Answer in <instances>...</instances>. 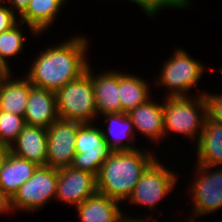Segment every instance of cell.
<instances>
[{
	"mask_svg": "<svg viewBox=\"0 0 222 222\" xmlns=\"http://www.w3.org/2000/svg\"><path fill=\"white\" fill-rule=\"evenodd\" d=\"M74 36V37H73ZM62 43L44 47L35 55L25 75L33 86L57 92L83 74L89 65L90 40L78 33ZM88 38V39H87Z\"/></svg>",
	"mask_w": 222,
	"mask_h": 222,
	"instance_id": "obj_1",
	"label": "cell"
},
{
	"mask_svg": "<svg viewBox=\"0 0 222 222\" xmlns=\"http://www.w3.org/2000/svg\"><path fill=\"white\" fill-rule=\"evenodd\" d=\"M145 147L113 151L96 176L97 192L125 204L144 170L157 158L155 152Z\"/></svg>",
	"mask_w": 222,
	"mask_h": 222,
	"instance_id": "obj_2",
	"label": "cell"
},
{
	"mask_svg": "<svg viewBox=\"0 0 222 222\" xmlns=\"http://www.w3.org/2000/svg\"><path fill=\"white\" fill-rule=\"evenodd\" d=\"M204 93L205 91L192 96H164V139H170L167 136L174 133V136L177 134L191 141V147L198 142L207 118Z\"/></svg>",
	"mask_w": 222,
	"mask_h": 222,
	"instance_id": "obj_3",
	"label": "cell"
},
{
	"mask_svg": "<svg viewBox=\"0 0 222 222\" xmlns=\"http://www.w3.org/2000/svg\"><path fill=\"white\" fill-rule=\"evenodd\" d=\"M174 52L167 57L159 70V75L152 81L155 89L165 87L168 96H188L191 90L197 87L205 70H208L201 61L192 57L183 48L175 47ZM190 91V92H188Z\"/></svg>",
	"mask_w": 222,
	"mask_h": 222,
	"instance_id": "obj_4",
	"label": "cell"
},
{
	"mask_svg": "<svg viewBox=\"0 0 222 222\" xmlns=\"http://www.w3.org/2000/svg\"><path fill=\"white\" fill-rule=\"evenodd\" d=\"M56 100L59 119L81 123L97 122L90 63L83 74L56 92Z\"/></svg>",
	"mask_w": 222,
	"mask_h": 222,
	"instance_id": "obj_5",
	"label": "cell"
},
{
	"mask_svg": "<svg viewBox=\"0 0 222 222\" xmlns=\"http://www.w3.org/2000/svg\"><path fill=\"white\" fill-rule=\"evenodd\" d=\"M164 161L157 158L144 170L133 189L132 194L129 199L126 201L127 204L131 206H141L147 207L146 211H156V208L159 207L158 204L166 198L171 196L175 187L178 185L177 182L178 171L175 173L174 170L170 169L169 166H164Z\"/></svg>",
	"mask_w": 222,
	"mask_h": 222,
	"instance_id": "obj_6",
	"label": "cell"
},
{
	"mask_svg": "<svg viewBox=\"0 0 222 222\" xmlns=\"http://www.w3.org/2000/svg\"><path fill=\"white\" fill-rule=\"evenodd\" d=\"M194 166L188 195L192 202L191 216L198 218L222 209V166Z\"/></svg>",
	"mask_w": 222,
	"mask_h": 222,
	"instance_id": "obj_7",
	"label": "cell"
},
{
	"mask_svg": "<svg viewBox=\"0 0 222 222\" xmlns=\"http://www.w3.org/2000/svg\"><path fill=\"white\" fill-rule=\"evenodd\" d=\"M57 181L58 169L38 166L33 176L9 200L10 214L22 210L28 213L42 210L55 200Z\"/></svg>",
	"mask_w": 222,
	"mask_h": 222,
	"instance_id": "obj_8",
	"label": "cell"
},
{
	"mask_svg": "<svg viewBox=\"0 0 222 222\" xmlns=\"http://www.w3.org/2000/svg\"><path fill=\"white\" fill-rule=\"evenodd\" d=\"M95 123H82L78 128L75 140L76 154L71 167L96 177L113 150L102 135V126H96Z\"/></svg>",
	"mask_w": 222,
	"mask_h": 222,
	"instance_id": "obj_9",
	"label": "cell"
},
{
	"mask_svg": "<svg viewBox=\"0 0 222 222\" xmlns=\"http://www.w3.org/2000/svg\"><path fill=\"white\" fill-rule=\"evenodd\" d=\"M81 124L59 119L47 128V166L56 169L71 166L76 154V135Z\"/></svg>",
	"mask_w": 222,
	"mask_h": 222,
	"instance_id": "obj_10",
	"label": "cell"
},
{
	"mask_svg": "<svg viewBox=\"0 0 222 222\" xmlns=\"http://www.w3.org/2000/svg\"><path fill=\"white\" fill-rule=\"evenodd\" d=\"M97 192L96 177L71 166L58 169L55 200L66 206H77Z\"/></svg>",
	"mask_w": 222,
	"mask_h": 222,
	"instance_id": "obj_11",
	"label": "cell"
},
{
	"mask_svg": "<svg viewBox=\"0 0 222 222\" xmlns=\"http://www.w3.org/2000/svg\"><path fill=\"white\" fill-rule=\"evenodd\" d=\"M156 100L151 97L127 114L132 120L136 136L138 134L145 136L148 142L151 141L158 146L166 140H164L163 99L161 102Z\"/></svg>",
	"mask_w": 222,
	"mask_h": 222,
	"instance_id": "obj_12",
	"label": "cell"
},
{
	"mask_svg": "<svg viewBox=\"0 0 222 222\" xmlns=\"http://www.w3.org/2000/svg\"><path fill=\"white\" fill-rule=\"evenodd\" d=\"M24 120L25 124L46 129L59 120L56 93L30 83Z\"/></svg>",
	"mask_w": 222,
	"mask_h": 222,
	"instance_id": "obj_13",
	"label": "cell"
},
{
	"mask_svg": "<svg viewBox=\"0 0 222 222\" xmlns=\"http://www.w3.org/2000/svg\"><path fill=\"white\" fill-rule=\"evenodd\" d=\"M64 6L61 0H30L18 18L29 29L30 35L40 37L54 25Z\"/></svg>",
	"mask_w": 222,
	"mask_h": 222,
	"instance_id": "obj_14",
	"label": "cell"
},
{
	"mask_svg": "<svg viewBox=\"0 0 222 222\" xmlns=\"http://www.w3.org/2000/svg\"><path fill=\"white\" fill-rule=\"evenodd\" d=\"M91 79L98 118L103 114L122 113L118 89V70H110L109 68V70H100L97 74L91 65Z\"/></svg>",
	"mask_w": 222,
	"mask_h": 222,
	"instance_id": "obj_15",
	"label": "cell"
},
{
	"mask_svg": "<svg viewBox=\"0 0 222 222\" xmlns=\"http://www.w3.org/2000/svg\"><path fill=\"white\" fill-rule=\"evenodd\" d=\"M38 165L21 158L8 149L0 167V191L10 200L34 174Z\"/></svg>",
	"mask_w": 222,
	"mask_h": 222,
	"instance_id": "obj_16",
	"label": "cell"
},
{
	"mask_svg": "<svg viewBox=\"0 0 222 222\" xmlns=\"http://www.w3.org/2000/svg\"><path fill=\"white\" fill-rule=\"evenodd\" d=\"M8 150L38 166H46L47 129L25 124L21 133Z\"/></svg>",
	"mask_w": 222,
	"mask_h": 222,
	"instance_id": "obj_17",
	"label": "cell"
},
{
	"mask_svg": "<svg viewBox=\"0 0 222 222\" xmlns=\"http://www.w3.org/2000/svg\"><path fill=\"white\" fill-rule=\"evenodd\" d=\"M105 121V126L101 128L102 135L113 151L136 150V134L132 120L127 113H111L99 116ZM135 143V144H134Z\"/></svg>",
	"mask_w": 222,
	"mask_h": 222,
	"instance_id": "obj_18",
	"label": "cell"
},
{
	"mask_svg": "<svg viewBox=\"0 0 222 222\" xmlns=\"http://www.w3.org/2000/svg\"><path fill=\"white\" fill-rule=\"evenodd\" d=\"M122 205L107 195L96 192L74 208L78 212L79 222H118L125 215Z\"/></svg>",
	"mask_w": 222,
	"mask_h": 222,
	"instance_id": "obj_19",
	"label": "cell"
},
{
	"mask_svg": "<svg viewBox=\"0 0 222 222\" xmlns=\"http://www.w3.org/2000/svg\"><path fill=\"white\" fill-rule=\"evenodd\" d=\"M13 76L15 74L12 71L0 77V110L24 116L30 92V81L25 75L15 76L16 78Z\"/></svg>",
	"mask_w": 222,
	"mask_h": 222,
	"instance_id": "obj_20",
	"label": "cell"
},
{
	"mask_svg": "<svg viewBox=\"0 0 222 222\" xmlns=\"http://www.w3.org/2000/svg\"><path fill=\"white\" fill-rule=\"evenodd\" d=\"M197 159L193 164L222 166V125L205 119L203 131L194 145Z\"/></svg>",
	"mask_w": 222,
	"mask_h": 222,
	"instance_id": "obj_21",
	"label": "cell"
},
{
	"mask_svg": "<svg viewBox=\"0 0 222 222\" xmlns=\"http://www.w3.org/2000/svg\"><path fill=\"white\" fill-rule=\"evenodd\" d=\"M148 80L128 72L118 70L119 99L122 104V113H129L148 99L153 97V85Z\"/></svg>",
	"mask_w": 222,
	"mask_h": 222,
	"instance_id": "obj_22",
	"label": "cell"
},
{
	"mask_svg": "<svg viewBox=\"0 0 222 222\" xmlns=\"http://www.w3.org/2000/svg\"><path fill=\"white\" fill-rule=\"evenodd\" d=\"M24 26V23L19 21L11 29L0 34V60L11 71L13 67L9 64L10 60L19 57L17 55L23 53L27 46L25 40L26 34L29 33H25Z\"/></svg>",
	"mask_w": 222,
	"mask_h": 222,
	"instance_id": "obj_23",
	"label": "cell"
},
{
	"mask_svg": "<svg viewBox=\"0 0 222 222\" xmlns=\"http://www.w3.org/2000/svg\"><path fill=\"white\" fill-rule=\"evenodd\" d=\"M24 125V116L0 110V146L9 149Z\"/></svg>",
	"mask_w": 222,
	"mask_h": 222,
	"instance_id": "obj_24",
	"label": "cell"
},
{
	"mask_svg": "<svg viewBox=\"0 0 222 222\" xmlns=\"http://www.w3.org/2000/svg\"><path fill=\"white\" fill-rule=\"evenodd\" d=\"M130 3L137 4L141 8L142 13L150 19H154L163 9L189 10L191 8L192 0H127Z\"/></svg>",
	"mask_w": 222,
	"mask_h": 222,
	"instance_id": "obj_25",
	"label": "cell"
},
{
	"mask_svg": "<svg viewBox=\"0 0 222 222\" xmlns=\"http://www.w3.org/2000/svg\"><path fill=\"white\" fill-rule=\"evenodd\" d=\"M207 119L222 125V93H204Z\"/></svg>",
	"mask_w": 222,
	"mask_h": 222,
	"instance_id": "obj_26",
	"label": "cell"
},
{
	"mask_svg": "<svg viewBox=\"0 0 222 222\" xmlns=\"http://www.w3.org/2000/svg\"><path fill=\"white\" fill-rule=\"evenodd\" d=\"M19 22L18 15L0 0V34L8 31Z\"/></svg>",
	"mask_w": 222,
	"mask_h": 222,
	"instance_id": "obj_27",
	"label": "cell"
},
{
	"mask_svg": "<svg viewBox=\"0 0 222 222\" xmlns=\"http://www.w3.org/2000/svg\"><path fill=\"white\" fill-rule=\"evenodd\" d=\"M8 5L18 16L27 8L30 0H2Z\"/></svg>",
	"mask_w": 222,
	"mask_h": 222,
	"instance_id": "obj_28",
	"label": "cell"
},
{
	"mask_svg": "<svg viewBox=\"0 0 222 222\" xmlns=\"http://www.w3.org/2000/svg\"><path fill=\"white\" fill-rule=\"evenodd\" d=\"M149 213H150V217H149ZM147 214H148V217H147V215H146V217L145 216L139 217L137 215L131 216V215H128V213H127L118 222H158L155 217L153 218L154 212H152V213L147 212ZM134 216H137V217H134Z\"/></svg>",
	"mask_w": 222,
	"mask_h": 222,
	"instance_id": "obj_29",
	"label": "cell"
},
{
	"mask_svg": "<svg viewBox=\"0 0 222 222\" xmlns=\"http://www.w3.org/2000/svg\"><path fill=\"white\" fill-rule=\"evenodd\" d=\"M9 213V200L0 191V215Z\"/></svg>",
	"mask_w": 222,
	"mask_h": 222,
	"instance_id": "obj_30",
	"label": "cell"
},
{
	"mask_svg": "<svg viewBox=\"0 0 222 222\" xmlns=\"http://www.w3.org/2000/svg\"><path fill=\"white\" fill-rule=\"evenodd\" d=\"M12 71L8 69L0 60V77L10 74Z\"/></svg>",
	"mask_w": 222,
	"mask_h": 222,
	"instance_id": "obj_31",
	"label": "cell"
},
{
	"mask_svg": "<svg viewBox=\"0 0 222 222\" xmlns=\"http://www.w3.org/2000/svg\"><path fill=\"white\" fill-rule=\"evenodd\" d=\"M6 151H7L6 148L0 146V167H1L2 160L4 159Z\"/></svg>",
	"mask_w": 222,
	"mask_h": 222,
	"instance_id": "obj_32",
	"label": "cell"
},
{
	"mask_svg": "<svg viewBox=\"0 0 222 222\" xmlns=\"http://www.w3.org/2000/svg\"><path fill=\"white\" fill-rule=\"evenodd\" d=\"M179 222H181L180 220H178ZM182 222H197L196 220H195V217H189V219L188 220H182ZM200 222V221H199Z\"/></svg>",
	"mask_w": 222,
	"mask_h": 222,
	"instance_id": "obj_33",
	"label": "cell"
},
{
	"mask_svg": "<svg viewBox=\"0 0 222 222\" xmlns=\"http://www.w3.org/2000/svg\"><path fill=\"white\" fill-rule=\"evenodd\" d=\"M64 4H67L69 0H61Z\"/></svg>",
	"mask_w": 222,
	"mask_h": 222,
	"instance_id": "obj_34",
	"label": "cell"
},
{
	"mask_svg": "<svg viewBox=\"0 0 222 222\" xmlns=\"http://www.w3.org/2000/svg\"><path fill=\"white\" fill-rule=\"evenodd\" d=\"M221 71V73H222V65H221V67H219V72Z\"/></svg>",
	"mask_w": 222,
	"mask_h": 222,
	"instance_id": "obj_35",
	"label": "cell"
}]
</instances>
